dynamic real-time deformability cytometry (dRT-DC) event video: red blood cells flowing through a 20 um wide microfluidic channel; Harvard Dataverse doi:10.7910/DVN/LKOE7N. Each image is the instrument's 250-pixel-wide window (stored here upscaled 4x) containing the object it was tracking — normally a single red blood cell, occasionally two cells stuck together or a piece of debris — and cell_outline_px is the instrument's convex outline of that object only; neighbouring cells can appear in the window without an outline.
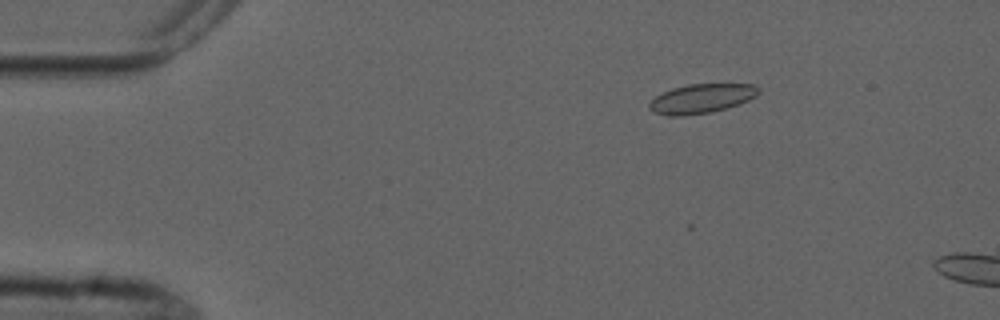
{"species": "common noctule bat (a hibernating species)", "species_latin": "Nyctalus noctula", "temperature_condition": "cold", "stored_images_in_passage": 5, "camera_frame_rate_fps": 3000, "um_per_image_px": 0.085, "animal": {"sex": "male", "forearm_length_mm": 52.5}, "frame": {"image": 1, "passage_image": 2, "time_ms": 2.667, "image_size_px": [1000, 320], "cell_outline_px": [[760, 92], [756, 96], [740, 104], [728, 108], [712, 112], [680, 116], [668, 116], [656, 112], [648, 108], [648, 104], [656, 96], [672, 88], [688, 84], [756, 84], [760, 88]], "centroid_in_image_um": [59.67, 8.37], "position_along_channel_um": 25.3, "area_um2": 18.73}}